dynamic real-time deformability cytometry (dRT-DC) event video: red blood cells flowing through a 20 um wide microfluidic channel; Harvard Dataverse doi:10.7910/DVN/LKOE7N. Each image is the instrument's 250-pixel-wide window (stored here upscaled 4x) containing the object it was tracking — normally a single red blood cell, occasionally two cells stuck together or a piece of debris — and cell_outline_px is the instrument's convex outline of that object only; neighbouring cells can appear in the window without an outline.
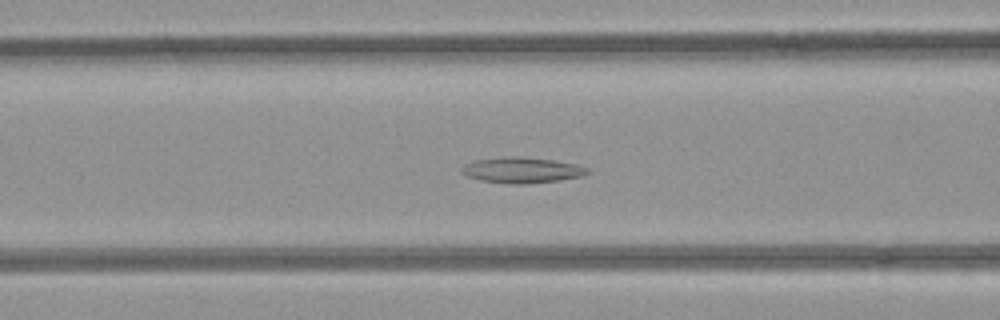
{"species": "common noctule bat (a hibernating species)", "species_latin": "Nyctalus noctula", "temperature_condition": "room temperature", "stored_images_in_passage": 51, "camera_frame_rate_fps": 3000, "um_per_image_px": 0.085, "animal": {"sex": "female", "body_mass_g": 21.9}, "frame": {"image": 1, "passage_image": 20, "time_ms": 6.333, "image_size_px": [1000, 320], "cell_outline_px": [[592, 172], [584, 176], [560, 180], [528, 184], [508, 184], [480, 180], [464, 176], [460, 172], [460, 168], [476, 160], [504, 156], [520, 156], [552, 160], [580, 164], [588, 168]], "centroid_in_image_um": [44.4, 14.47], "position_along_channel_um": 122.2, "area_um2": 19.25}}
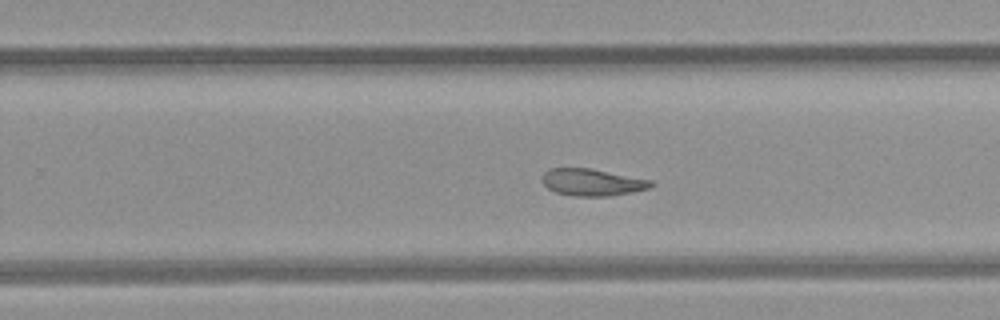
{"frame": {"image": 2, "passage_image": 32, "time_ms": 10.333, "image_size_px": [1000, 320], "cell_outline_px": [[656, 184], [652, 188], [632, 192], [608, 196], [572, 196], [556, 192], [548, 188], [540, 180], [540, 176], [548, 168], [592, 168], [652, 180]], "centroid_in_image_um": [50.34, 15.48], "position_along_channel_um": 279.5, "area_um2": 17.46}}
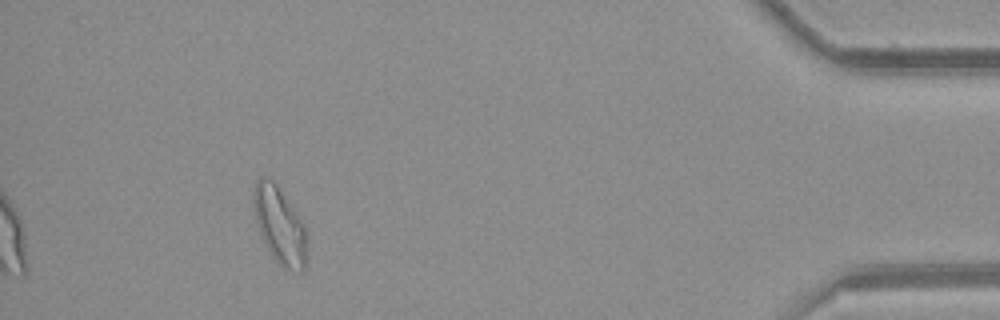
{"frame": {"image": 3, "passage_image": 47, "time_ms": 15.333, "image_size_px": [1000, 320], "cell_outline_px": [[304, 268], [300, 272], [284, 268], [276, 260], [268, 248], [260, 232], [256, 220], [252, 204], [252, 192], [256, 180], [264, 176], [272, 180], [276, 184], [296, 212], [304, 224]], "centroid_in_image_um": [23.71, 19.09], "position_along_channel_um": 411.5, "area_um2": 23.06}, "authors_computed_cell_mechanics": {"area_um2": 20.1722, "velocity_mm_per_s": 3.9416, "shape_relaxation_time_tau1_ms": null, "shape_relaxation_time_tau2_ms": 6.8089, "deformation_change_tau1": null, "deformation_change_tau2": 0.1596}}